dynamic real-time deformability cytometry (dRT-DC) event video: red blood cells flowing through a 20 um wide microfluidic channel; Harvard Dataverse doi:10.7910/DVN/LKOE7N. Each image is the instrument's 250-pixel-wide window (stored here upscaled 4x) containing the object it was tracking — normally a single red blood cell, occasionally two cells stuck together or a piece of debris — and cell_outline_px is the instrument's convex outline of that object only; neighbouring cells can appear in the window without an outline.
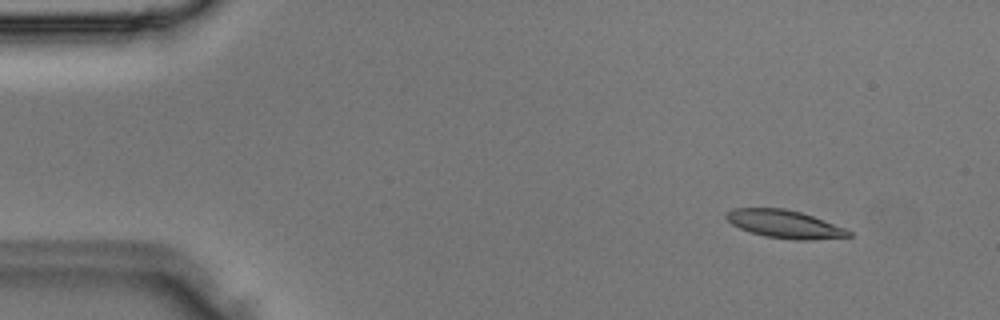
{"species": "Egyptian fruit bat (a non-hibernating species)", "species_latin": "Rousettus aegyptiacus", "temperature_condition": "room temperature", "stored_images_in_passage": 2, "camera_frame_rate_fps": 3000, "um_per_image_px": 0.085, "animal": {"sex": "male"}, "frame": {"image": 1, "passage_image": 1, "time_ms": 0.0, "image_size_px": [1000, 320], "cell_outline_px": [[852, 236], [808, 240], [796, 240], [764, 236], [740, 228], [732, 224], [724, 216], [724, 212], [732, 208], [784, 208], [800, 212], [812, 216], [844, 228], [852, 232]], "centroid_in_image_um": [66.64, 19.04], "position_along_channel_um": 18.4, "area_um2": 19.77}}